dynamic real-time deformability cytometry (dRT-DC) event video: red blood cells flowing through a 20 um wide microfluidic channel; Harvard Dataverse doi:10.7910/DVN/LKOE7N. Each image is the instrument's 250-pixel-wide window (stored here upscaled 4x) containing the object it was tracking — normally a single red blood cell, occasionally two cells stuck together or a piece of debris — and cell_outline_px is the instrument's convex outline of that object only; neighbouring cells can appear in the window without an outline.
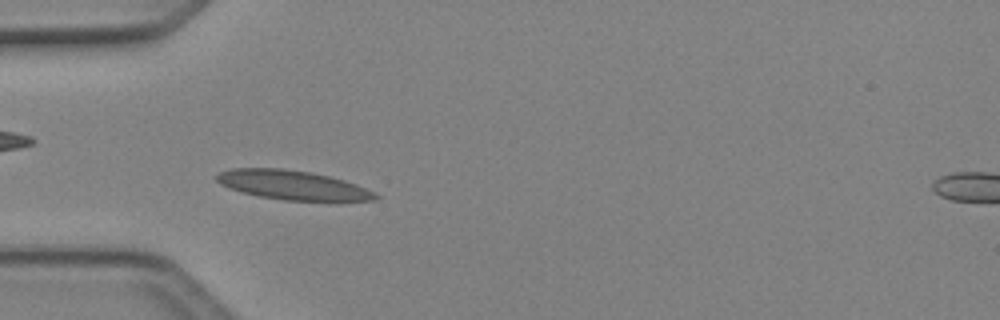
{"species": "Egyptian fruit bat (a non-hibernating species)", "species_latin": "Rousettus aegyptiacus", "temperature_condition": "cold", "stored_images_in_passage": 47, "camera_frame_rate_fps": 3000, "um_per_image_px": 0.085, "animal": {"sex": "female"}, "frame": {"image": 1, "passage_image": 13, "time_ms": 4.0, "image_size_px": [1000, 320], "cell_outline_px": [[380, 196], [376, 200], [284, 200], [260, 196], [228, 188], [220, 184], [216, 180], [216, 176], [220, 172], [232, 168], [284, 168], [312, 172], [344, 180], [356, 184]], "centroid_in_image_um": [24.83, 15.71], "position_along_channel_um": 60.2, "area_um2": 26.7}}
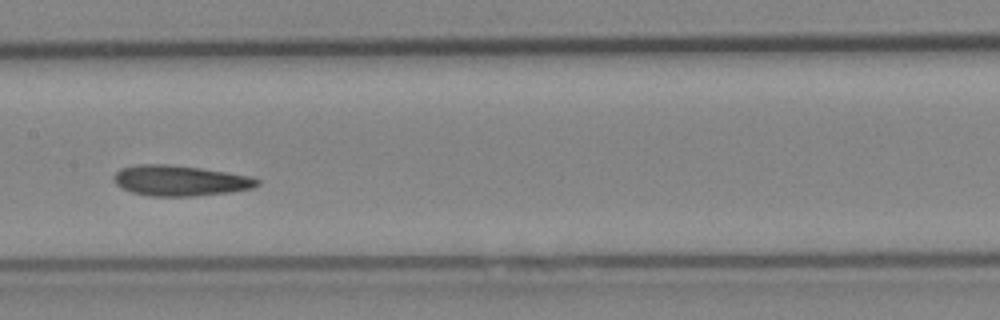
{"frame": {"image": 2, "passage_image": 23, "time_ms": 7.333, "image_size_px": [1000, 320], "cell_outline_px": [[260, 184], [252, 188], [228, 192], [196, 196], [152, 196], [132, 192], [116, 184], [112, 180], [112, 176], [120, 168], [136, 164], [168, 164], [200, 168], [252, 176], [260, 180]], "centroid_in_image_um": [15.29, 15.34], "position_along_channel_um": 192.1, "area_um2": 25.55}}
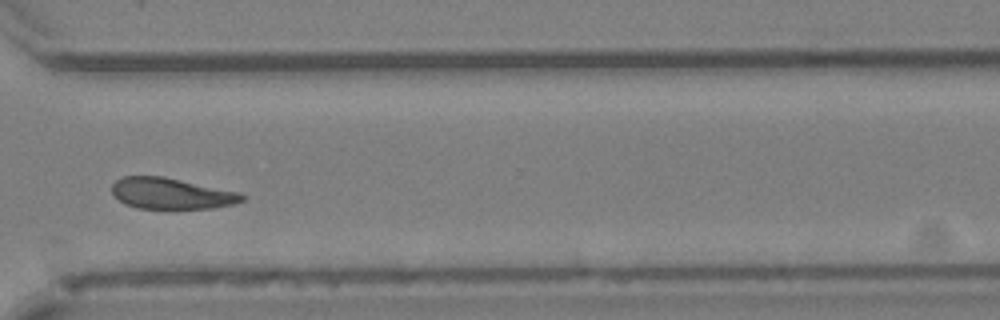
{"frame": {"image": 3, "passage_image": 35, "time_ms": 11.333, "image_size_px": [1000, 320], "cell_outline_px": [[244, 200], [232, 204], [212, 208], [136, 208], [124, 204], [112, 192], [112, 184], [116, 180], [124, 176], [164, 176], [240, 192], [244, 196]], "centroid_in_image_um": [14.55, 16.44], "position_along_channel_um": 356.0, "area_um2": 23.47}, "authors_computed_cell_mechanics": {"area_um2": 24.854, "velocity_mm_per_s": 4.0731, "shape_relaxation_time_tau1_ms": null, "shape_relaxation_time_tau2_ms": 4.2546, "deformation_change_tau1": null, "deformation_change_tau2": 0.0843}}